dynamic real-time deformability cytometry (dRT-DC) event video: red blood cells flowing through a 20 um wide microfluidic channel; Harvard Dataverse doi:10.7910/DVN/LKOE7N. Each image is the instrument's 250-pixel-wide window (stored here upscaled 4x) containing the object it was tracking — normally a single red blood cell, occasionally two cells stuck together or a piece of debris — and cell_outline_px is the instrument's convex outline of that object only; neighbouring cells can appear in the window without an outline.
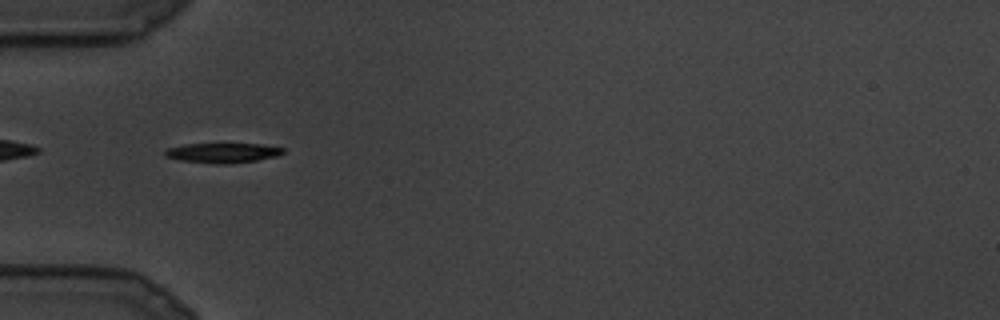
{"species": "common noctule bat (a hibernating species)", "species_latin": "Nyctalus noctula", "temperature_condition": "cold", "stored_images_in_passage": 7, "camera_frame_rate_fps": 3000, "um_per_image_px": 0.085, "animal": {"sex": "male", "body_mass_g": 19.5, "forearm_length_mm": 54.6}, "frame": {"image": 1, "passage_image": 2, "time_ms": 0.333, "image_size_px": [1000, 320], "cell_outline_px": [[284, 152], [276, 156], [256, 160], [228, 164], [220, 164], [180, 160], [164, 156], [164, 148], [184, 144], [264, 144], [284, 148]], "centroid_in_image_um": [18.89, 12.98], "position_along_channel_um": 66.1, "area_um2": 13.64}}
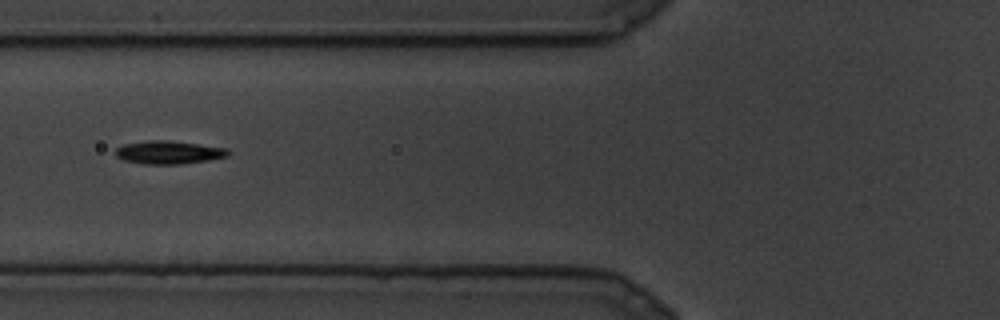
{"frame": {"image": 2, "passage_image": 4, "time_ms": 1.0, "image_size_px": [1000, 320], "cell_outline_px": [[228, 156], [208, 160], [180, 164], [144, 164], [124, 160], [116, 156], [116, 148], [124, 144], [148, 140], [164, 140], [200, 144], [228, 148]], "centroid_in_image_um": [14.33, 12.95], "position_along_channel_um": 111.5, "area_um2": 15.09}}
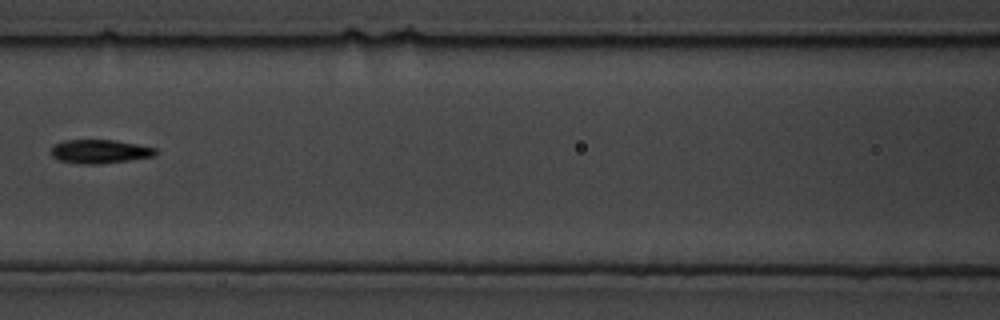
{"frame": {"image": 3, "passage_image": 6, "time_ms": 1.667, "image_size_px": [1000, 320], "cell_outline_px": [[156, 152], [152, 156], [128, 160], [100, 164], [80, 164], [60, 160], [52, 156], [52, 144], [64, 140], [116, 140], [156, 148]], "centroid_in_image_um": [8.44, 12.87], "position_along_channel_um": 158.2, "area_um2": 14.33}}